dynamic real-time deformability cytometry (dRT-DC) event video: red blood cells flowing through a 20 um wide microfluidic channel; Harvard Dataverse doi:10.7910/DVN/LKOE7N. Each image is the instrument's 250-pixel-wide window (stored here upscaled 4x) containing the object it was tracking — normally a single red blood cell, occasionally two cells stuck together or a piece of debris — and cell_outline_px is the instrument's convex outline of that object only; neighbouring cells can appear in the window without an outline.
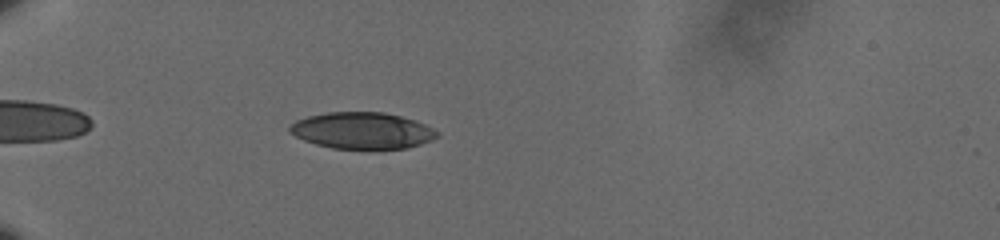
{"species": "human", "species_latin": "Homo sapiens", "temperature_condition": "cold", "stored_images_in_passage": 4, "camera_frame_rate_fps": 3000, "um_per_image_px": 0.085, "donor": {"sex": "male"}, "frame": {"image": 1, "passage_image": 2, "time_ms": 0.333, "image_size_px": [1000, 240], "cell_outline_px": [[440, 136], [432, 140], [408, 148], [332, 148], [316, 144], [304, 140], [288, 132], [288, 128], [296, 120], [308, 116], [328, 112], [384, 112], [416, 120], [440, 132]], "centroid_in_image_um": [30.8, 11.09], "position_along_channel_um": 54.2, "area_um2": 31.27}}
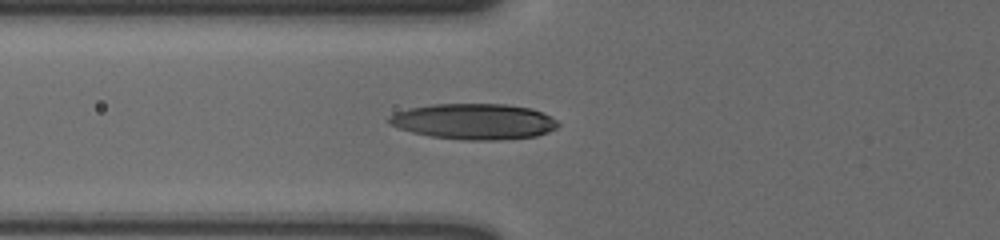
{"frame": {"image": 2, "passage_image": 4, "time_ms": 1.0, "image_size_px": [1000, 240], "cell_outline_px": [[560, 124], [556, 128], [548, 132], [536, 136], [504, 140], [464, 140], [432, 136], [412, 132], [388, 124], [388, 116], [396, 112], [408, 108], [432, 104], [504, 104], [532, 108], [556, 120]], "centroid_in_image_um": [40.28, 10.33], "position_along_channel_um": 85.5, "area_um2": 35.26}}